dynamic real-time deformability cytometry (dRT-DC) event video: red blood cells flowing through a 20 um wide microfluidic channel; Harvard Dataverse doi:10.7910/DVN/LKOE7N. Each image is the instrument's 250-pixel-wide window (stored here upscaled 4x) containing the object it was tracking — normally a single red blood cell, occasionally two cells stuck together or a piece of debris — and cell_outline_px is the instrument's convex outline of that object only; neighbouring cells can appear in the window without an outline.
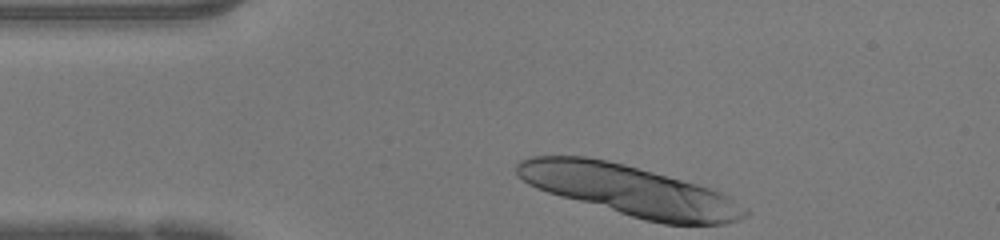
{"species": "human", "species_latin": "Homo sapiens", "temperature_condition": "warm", "stored_images_in_passage": 31, "camera_frame_rate_fps": 3000, "um_per_image_px": 0.085, "donor": {"sex": "female"}, "frame": {"image": 1, "passage_image": 1, "time_ms": 0.0, "image_size_px": [1000, 240], "cell_outline_px": [[748, 212], [744, 216], [736, 220], [724, 224], [664, 224], [644, 220], [560, 196], [536, 188], [528, 184], [516, 176], [516, 164], [520, 160], [532, 156], [588, 156], [608, 160], [624, 164], [696, 184], [720, 192], [728, 196], [748, 208]], "centroid_in_image_um": [53.47, 16.18], "position_along_channel_um": 31.5, "area_um2": 66.53}}
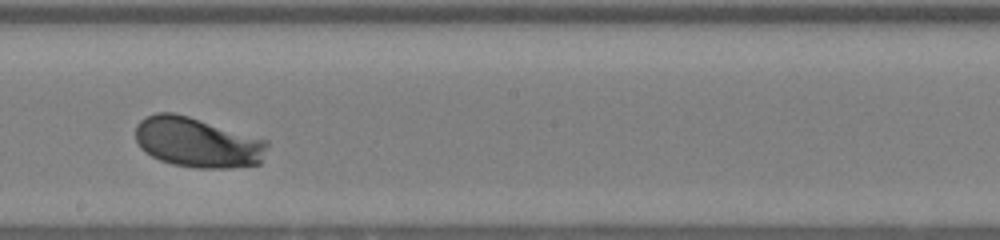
{"frame": {"image": 2, "passage_image": 19, "time_ms": 6.0, "image_size_px": [1000, 240], "cell_outline_px": [[268, 144], [260, 164], [232, 168], [196, 168], [172, 164], [160, 160], [152, 156], [140, 148], [136, 140], [136, 124], [144, 116], [156, 112], [172, 112], [188, 116], [268, 140]], "centroid_in_image_um": [16.76, 12.1], "position_along_channel_um": 231.4, "area_um2": 38.55}}
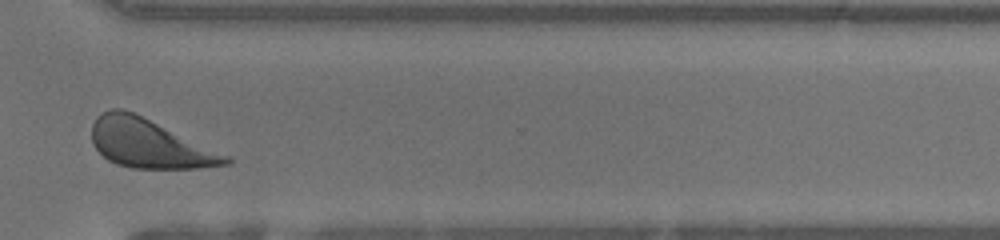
{"frame": {"image": 3, "passage_image": 28, "time_ms": 9.0, "image_size_px": [1000, 240], "cell_outline_px": [[232, 164], [200, 168], [132, 168], [116, 164], [108, 160], [92, 144], [92, 124], [96, 116], [100, 112], [112, 108], [124, 108], [228, 156], [232, 160]], "centroid_in_image_um": [12.64, 12.2], "position_along_channel_um": 358.0, "area_um2": 37.63}, "authors_computed_cell_mechanics": {"area_um2": 38.2058, "velocity_mm_per_s": 4.1992, "shape_relaxation_time_tau1_ms": 1.5106, "shape_relaxation_time_tau2_ms": null, "deformation_change_tau1": 0.1452, "deformation_change_tau2": null}}